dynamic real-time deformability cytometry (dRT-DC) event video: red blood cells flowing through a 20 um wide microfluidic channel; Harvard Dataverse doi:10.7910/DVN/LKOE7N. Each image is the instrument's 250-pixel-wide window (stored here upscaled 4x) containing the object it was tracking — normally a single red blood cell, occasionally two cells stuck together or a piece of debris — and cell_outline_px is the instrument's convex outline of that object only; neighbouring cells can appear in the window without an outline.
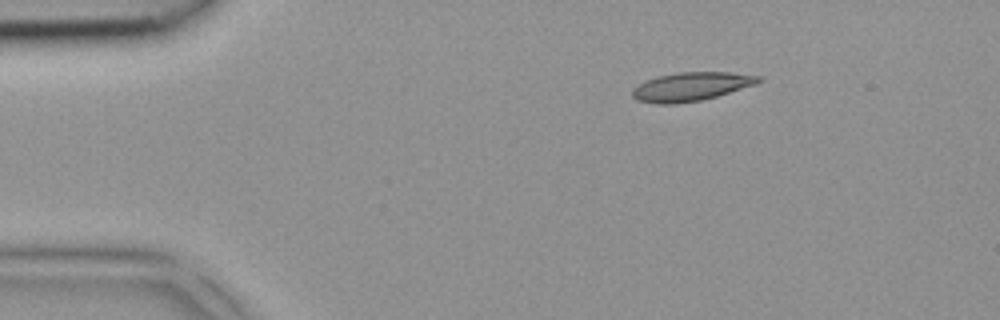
{"species": "common noctule bat (a hibernating species)", "species_latin": "Nyctalus noctula", "temperature_condition": "room temperature", "stored_images_in_passage": 3, "camera_frame_rate_fps": 3000, "um_per_image_px": 0.085, "animal": {"sex": "female", "body_mass_g": 18.4}, "frame": {"image": 1, "passage_image": 1, "time_ms": 0.0, "image_size_px": [1000, 320], "cell_outline_px": [[764, 80], [756, 84], [716, 96], [700, 100], [676, 104], [656, 104], [636, 100], [632, 96], [632, 88], [656, 76], [680, 72], [728, 72], [760, 76]], "centroid_in_image_um": [58.73, 7.36], "position_along_channel_um": 26.3, "area_um2": 20.98}}